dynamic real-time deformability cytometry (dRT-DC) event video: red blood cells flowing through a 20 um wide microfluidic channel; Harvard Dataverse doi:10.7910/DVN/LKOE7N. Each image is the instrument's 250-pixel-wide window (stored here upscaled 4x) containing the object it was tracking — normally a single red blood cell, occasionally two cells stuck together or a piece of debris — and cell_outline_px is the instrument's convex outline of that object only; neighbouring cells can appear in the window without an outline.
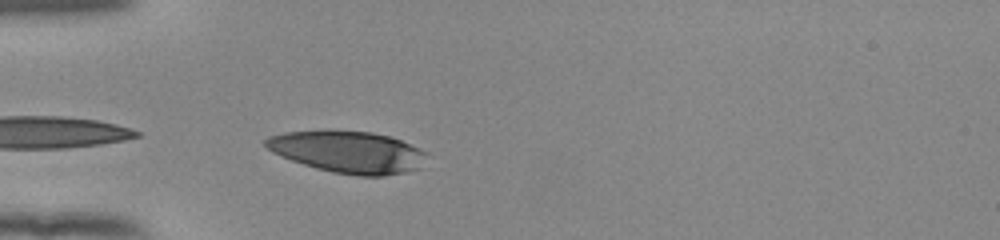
{"species": "human", "species_latin": "Homo sapiens", "temperature_condition": "room temperature", "stored_images_in_passage": 35, "camera_frame_rate_fps": 3000, "um_per_image_px": 0.085, "donor": {"sex": "female"}, "frame": {"image": 1, "passage_image": 1, "time_ms": 0.0, "image_size_px": [1000, 240], "cell_outline_px": [[424, 152], [420, 168], [404, 172], [384, 176], [360, 176], [332, 172], [316, 168], [280, 156], [272, 152], [264, 144], [264, 140], [268, 136], [284, 132], [372, 132], [388, 136], [400, 140], [420, 148]], "centroid_in_image_um": [29.55, 12.94], "position_along_channel_um": 55.4, "area_um2": 38.38}}
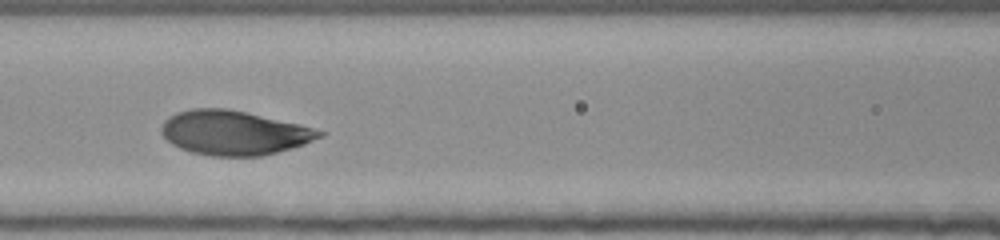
{"frame": {"image": 2, "passage_image": 9, "time_ms": 2.667, "image_size_px": [1000, 240], "cell_outline_px": [[328, 132], [324, 136], [304, 144], [292, 148], [260, 156], [212, 156], [192, 152], [180, 148], [172, 144], [160, 132], [160, 128], [164, 120], [168, 116], [176, 112], [192, 108], [228, 108], [300, 124]], "centroid_in_image_um": [19.89, 11.28], "position_along_channel_um": 146.7, "area_um2": 41.04}}
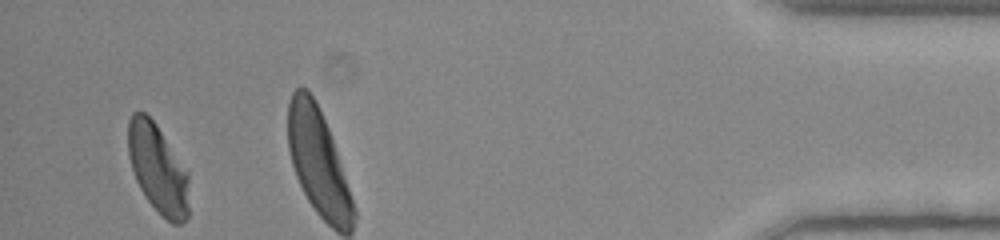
{"frame": {"image": 3, "passage_image": 33, "time_ms": 10.667, "image_size_px": [1000, 240], "cell_outline_px": [[188, 216], [180, 224], [172, 224], [148, 200], [140, 188], [136, 180], [128, 156], [128, 120], [132, 112], [144, 112], [156, 124], [188, 172]], "centroid_in_image_um": [13.41, 14.32], "position_along_channel_um": 421.8, "area_um2": 31.15}, "authors_computed_cell_mechanics": {"area_um2": 33.524, "velocity_mm_per_s": 3.8802, "shape_relaxation_time_tau1_ms": null, "shape_relaxation_time_tau2_ms": 1.2099, "deformation_change_tau1": null, "deformation_change_tau2": 0.0782}}